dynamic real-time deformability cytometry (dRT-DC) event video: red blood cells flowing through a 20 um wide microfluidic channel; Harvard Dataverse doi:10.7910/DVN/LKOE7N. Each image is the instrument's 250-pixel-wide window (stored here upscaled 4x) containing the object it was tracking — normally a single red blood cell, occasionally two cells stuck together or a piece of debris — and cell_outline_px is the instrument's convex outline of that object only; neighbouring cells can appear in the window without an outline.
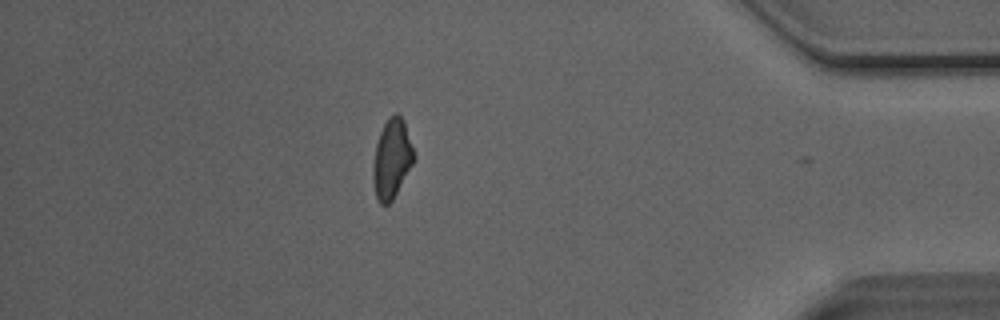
{"species": "Egyptian fruit bat (a non-hibernating species)", "species_latin": "Rousettus aegyptiacus", "temperature_condition": "room temperature", "stored_images_in_passage": 27, "camera_frame_rate_fps": 3000, "um_per_image_px": 0.085, "animal": {"sex": "male"}, "frame": {"image": 1, "passage_image": 26, "time_ms": 8.333, "image_size_px": [1000, 320], "cell_outline_px": [[416, 160], [392, 200], [388, 204], [380, 204], [376, 196], [372, 176], [372, 168], [376, 144], [380, 132], [388, 116], [396, 112], [404, 120], [416, 156]], "centroid_in_image_um": [33.32, 13.48], "position_along_channel_um": 401.9, "area_um2": 19.07}}